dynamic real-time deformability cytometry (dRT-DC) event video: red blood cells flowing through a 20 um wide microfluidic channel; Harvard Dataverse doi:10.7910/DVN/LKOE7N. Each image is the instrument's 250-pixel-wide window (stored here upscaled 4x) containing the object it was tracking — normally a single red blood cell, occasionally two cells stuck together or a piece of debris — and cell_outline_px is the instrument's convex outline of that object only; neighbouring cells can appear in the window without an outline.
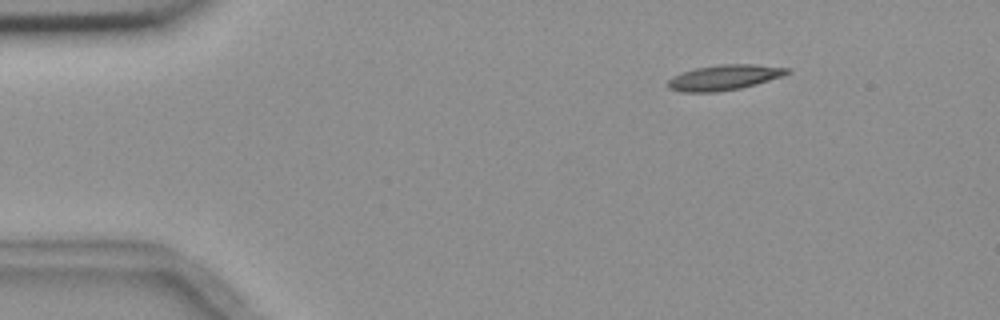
{"species": "common noctule bat (a hibernating species)", "species_latin": "Nyctalus noctula", "temperature_condition": "room temperature", "stored_images_in_passage": 3, "camera_frame_rate_fps": 3000, "um_per_image_px": 0.085, "animal": {"sex": "female", "body_mass_g": 18.4}, "frame": {"image": 1, "passage_image": 1, "time_ms": 0.0, "image_size_px": [1000, 320], "cell_outline_px": [[792, 72], [784, 76], [756, 84], [740, 88], [716, 92], [680, 92], [668, 88], [668, 80], [672, 76], [696, 68], [720, 64], [756, 64], [792, 68]], "centroid_in_image_um": [61.61, 6.58], "position_along_channel_um": 23.4, "area_um2": 17.74}}